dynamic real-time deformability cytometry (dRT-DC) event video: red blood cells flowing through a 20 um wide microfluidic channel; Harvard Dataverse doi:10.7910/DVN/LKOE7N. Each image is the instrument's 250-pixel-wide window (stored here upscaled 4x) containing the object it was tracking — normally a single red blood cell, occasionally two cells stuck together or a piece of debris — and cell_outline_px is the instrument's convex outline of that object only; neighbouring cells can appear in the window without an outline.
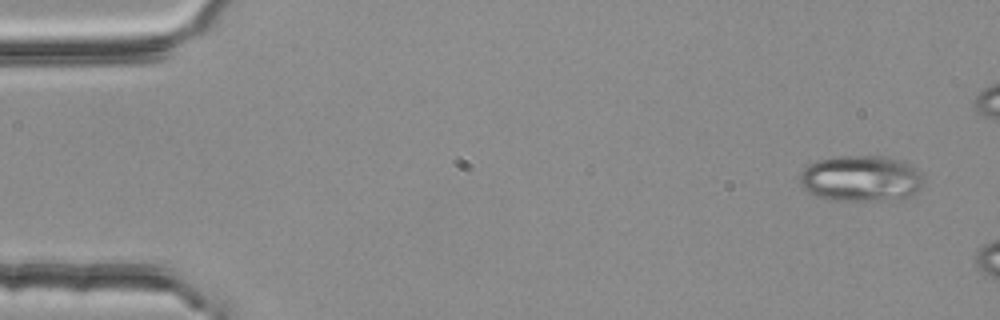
{"species": "common noctule bat (a hibernating species)", "species_latin": "Nyctalus noctula", "temperature_condition": "room temperature", "stored_images_in_passage": 3, "camera_frame_rate_fps": 3000, "um_per_image_px": 0.085, "animal": {"sex": "female", "body_mass_g": 25.1}, "frame": {"image": 1, "passage_image": 1, "time_ms": 0.0, "image_size_px": [1000, 320], "cell_outline_px": [[924, 180], [920, 188], [908, 196], [880, 200], [836, 200], [816, 196], [808, 192], [800, 184], [800, 172], [808, 164], [816, 160], [840, 156], [884, 156], [908, 164], [916, 168], [924, 176]], "centroid_in_image_um": [73.15, 15.16], "position_along_channel_um": 11.9, "area_um2": 32.95}}